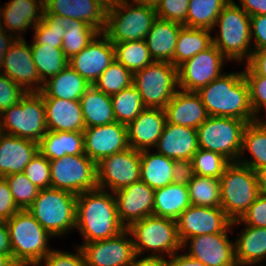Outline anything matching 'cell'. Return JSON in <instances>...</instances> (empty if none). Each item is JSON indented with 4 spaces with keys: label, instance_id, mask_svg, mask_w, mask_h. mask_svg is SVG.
I'll return each instance as SVG.
<instances>
[{
    "label": "cell",
    "instance_id": "1",
    "mask_svg": "<svg viewBox=\"0 0 266 266\" xmlns=\"http://www.w3.org/2000/svg\"><path fill=\"white\" fill-rule=\"evenodd\" d=\"M112 194L96 188L77 195L75 229L82 233L84 243L112 238L126 229Z\"/></svg>",
    "mask_w": 266,
    "mask_h": 266
},
{
    "label": "cell",
    "instance_id": "2",
    "mask_svg": "<svg viewBox=\"0 0 266 266\" xmlns=\"http://www.w3.org/2000/svg\"><path fill=\"white\" fill-rule=\"evenodd\" d=\"M209 116L232 117L247 123L255 117L244 72L223 74L197 92Z\"/></svg>",
    "mask_w": 266,
    "mask_h": 266
},
{
    "label": "cell",
    "instance_id": "3",
    "mask_svg": "<svg viewBox=\"0 0 266 266\" xmlns=\"http://www.w3.org/2000/svg\"><path fill=\"white\" fill-rule=\"evenodd\" d=\"M6 224L12 248L11 259L17 266H37L52 250L48 242L53 236L28 210H19L6 220Z\"/></svg>",
    "mask_w": 266,
    "mask_h": 266
},
{
    "label": "cell",
    "instance_id": "4",
    "mask_svg": "<svg viewBox=\"0 0 266 266\" xmlns=\"http://www.w3.org/2000/svg\"><path fill=\"white\" fill-rule=\"evenodd\" d=\"M219 27V35L212 38L213 45L229 61L248 62L253 44L251 40L250 16L230 0L221 10L214 24Z\"/></svg>",
    "mask_w": 266,
    "mask_h": 266
},
{
    "label": "cell",
    "instance_id": "5",
    "mask_svg": "<svg viewBox=\"0 0 266 266\" xmlns=\"http://www.w3.org/2000/svg\"><path fill=\"white\" fill-rule=\"evenodd\" d=\"M157 19L154 7L121 0L109 3L103 34L112 43L145 40Z\"/></svg>",
    "mask_w": 266,
    "mask_h": 266
},
{
    "label": "cell",
    "instance_id": "6",
    "mask_svg": "<svg viewBox=\"0 0 266 266\" xmlns=\"http://www.w3.org/2000/svg\"><path fill=\"white\" fill-rule=\"evenodd\" d=\"M77 195L56 188L40 189L27 209L53 237L67 234L76 225Z\"/></svg>",
    "mask_w": 266,
    "mask_h": 266
},
{
    "label": "cell",
    "instance_id": "7",
    "mask_svg": "<svg viewBox=\"0 0 266 266\" xmlns=\"http://www.w3.org/2000/svg\"><path fill=\"white\" fill-rule=\"evenodd\" d=\"M126 229L133 238L138 256L151 251L154 253L148 256L165 259L164 254L170 257L183 249L175 220L151 215L131 223Z\"/></svg>",
    "mask_w": 266,
    "mask_h": 266
},
{
    "label": "cell",
    "instance_id": "8",
    "mask_svg": "<svg viewBox=\"0 0 266 266\" xmlns=\"http://www.w3.org/2000/svg\"><path fill=\"white\" fill-rule=\"evenodd\" d=\"M0 132L39 143L47 132L45 104L39 92H27L0 114Z\"/></svg>",
    "mask_w": 266,
    "mask_h": 266
},
{
    "label": "cell",
    "instance_id": "9",
    "mask_svg": "<svg viewBox=\"0 0 266 266\" xmlns=\"http://www.w3.org/2000/svg\"><path fill=\"white\" fill-rule=\"evenodd\" d=\"M219 180L221 208L232 221L240 219L259 195L255 171L231 162Z\"/></svg>",
    "mask_w": 266,
    "mask_h": 266
},
{
    "label": "cell",
    "instance_id": "10",
    "mask_svg": "<svg viewBox=\"0 0 266 266\" xmlns=\"http://www.w3.org/2000/svg\"><path fill=\"white\" fill-rule=\"evenodd\" d=\"M246 125V121L237 118L209 116L196 129L198 147L220 153L230 162H237Z\"/></svg>",
    "mask_w": 266,
    "mask_h": 266
},
{
    "label": "cell",
    "instance_id": "11",
    "mask_svg": "<svg viewBox=\"0 0 266 266\" xmlns=\"http://www.w3.org/2000/svg\"><path fill=\"white\" fill-rule=\"evenodd\" d=\"M133 85L146 108L164 109L179 90L178 69L172 63L154 61L133 74Z\"/></svg>",
    "mask_w": 266,
    "mask_h": 266
},
{
    "label": "cell",
    "instance_id": "12",
    "mask_svg": "<svg viewBox=\"0 0 266 266\" xmlns=\"http://www.w3.org/2000/svg\"><path fill=\"white\" fill-rule=\"evenodd\" d=\"M51 187L79 195L97 188L96 163L84 153L50 160Z\"/></svg>",
    "mask_w": 266,
    "mask_h": 266
},
{
    "label": "cell",
    "instance_id": "13",
    "mask_svg": "<svg viewBox=\"0 0 266 266\" xmlns=\"http://www.w3.org/2000/svg\"><path fill=\"white\" fill-rule=\"evenodd\" d=\"M140 151L131 147L103 158L96 164L97 188L114 193L140 180Z\"/></svg>",
    "mask_w": 266,
    "mask_h": 266
},
{
    "label": "cell",
    "instance_id": "14",
    "mask_svg": "<svg viewBox=\"0 0 266 266\" xmlns=\"http://www.w3.org/2000/svg\"><path fill=\"white\" fill-rule=\"evenodd\" d=\"M224 61L228 60L212 44L177 68L179 89L198 92L211 81L224 74L221 70Z\"/></svg>",
    "mask_w": 266,
    "mask_h": 266
},
{
    "label": "cell",
    "instance_id": "15",
    "mask_svg": "<svg viewBox=\"0 0 266 266\" xmlns=\"http://www.w3.org/2000/svg\"><path fill=\"white\" fill-rule=\"evenodd\" d=\"M129 231L118 235L79 245L86 266H128L136 255Z\"/></svg>",
    "mask_w": 266,
    "mask_h": 266
},
{
    "label": "cell",
    "instance_id": "16",
    "mask_svg": "<svg viewBox=\"0 0 266 266\" xmlns=\"http://www.w3.org/2000/svg\"><path fill=\"white\" fill-rule=\"evenodd\" d=\"M182 244L189 238L203 234L225 232L232 224L221 207L190 205L176 220Z\"/></svg>",
    "mask_w": 266,
    "mask_h": 266
},
{
    "label": "cell",
    "instance_id": "17",
    "mask_svg": "<svg viewBox=\"0 0 266 266\" xmlns=\"http://www.w3.org/2000/svg\"><path fill=\"white\" fill-rule=\"evenodd\" d=\"M0 72L26 92H40L43 88L44 83L34 64L30 44L24 38H16L11 44L5 53Z\"/></svg>",
    "mask_w": 266,
    "mask_h": 266
},
{
    "label": "cell",
    "instance_id": "18",
    "mask_svg": "<svg viewBox=\"0 0 266 266\" xmlns=\"http://www.w3.org/2000/svg\"><path fill=\"white\" fill-rule=\"evenodd\" d=\"M232 229L231 225L223 233L191 237L182 244L183 248L189 245V253L186 254L206 266H237L234 243L229 240L228 236Z\"/></svg>",
    "mask_w": 266,
    "mask_h": 266
},
{
    "label": "cell",
    "instance_id": "19",
    "mask_svg": "<svg viewBox=\"0 0 266 266\" xmlns=\"http://www.w3.org/2000/svg\"><path fill=\"white\" fill-rule=\"evenodd\" d=\"M84 154L96 164L103 158L129 148L127 125L117 121L85 128Z\"/></svg>",
    "mask_w": 266,
    "mask_h": 266
},
{
    "label": "cell",
    "instance_id": "20",
    "mask_svg": "<svg viewBox=\"0 0 266 266\" xmlns=\"http://www.w3.org/2000/svg\"><path fill=\"white\" fill-rule=\"evenodd\" d=\"M114 60L113 43L100 33L88 46L69 59V66L93 85Z\"/></svg>",
    "mask_w": 266,
    "mask_h": 266
},
{
    "label": "cell",
    "instance_id": "21",
    "mask_svg": "<svg viewBox=\"0 0 266 266\" xmlns=\"http://www.w3.org/2000/svg\"><path fill=\"white\" fill-rule=\"evenodd\" d=\"M154 191L139 180L113 193L118 218L126 228L135 221L153 215Z\"/></svg>",
    "mask_w": 266,
    "mask_h": 266
},
{
    "label": "cell",
    "instance_id": "22",
    "mask_svg": "<svg viewBox=\"0 0 266 266\" xmlns=\"http://www.w3.org/2000/svg\"><path fill=\"white\" fill-rule=\"evenodd\" d=\"M107 6L105 0H44V15L82 20L103 33Z\"/></svg>",
    "mask_w": 266,
    "mask_h": 266
},
{
    "label": "cell",
    "instance_id": "23",
    "mask_svg": "<svg viewBox=\"0 0 266 266\" xmlns=\"http://www.w3.org/2000/svg\"><path fill=\"white\" fill-rule=\"evenodd\" d=\"M166 123L162 108H145L127 125L129 147L142 151L155 147ZM151 147V148H150Z\"/></svg>",
    "mask_w": 266,
    "mask_h": 266
},
{
    "label": "cell",
    "instance_id": "24",
    "mask_svg": "<svg viewBox=\"0 0 266 266\" xmlns=\"http://www.w3.org/2000/svg\"><path fill=\"white\" fill-rule=\"evenodd\" d=\"M157 153L173 160H192L198 151L197 130L187 126L165 123L155 146Z\"/></svg>",
    "mask_w": 266,
    "mask_h": 266
},
{
    "label": "cell",
    "instance_id": "25",
    "mask_svg": "<svg viewBox=\"0 0 266 266\" xmlns=\"http://www.w3.org/2000/svg\"><path fill=\"white\" fill-rule=\"evenodd\" d=\"M166 122L197 129L208 117L197 92L179 89L164 108Z\"/></svg>",
    "mask_w": 266,
    "mask_h": 266
},
{
    "label": "cell",
    "instance_id": "26",
    "mask_svg": "<svg viewBox=\"0 0 266 266\" xmlns=\"http://www.w3.org/2000/svg\"><path fill=\"white\" fill-rule=\"evenodd\" d=\"M39 151V143L0 132V177L22 173Z\"/></svg>",
    "mask_w": 266,
    "mask_h": 266
},
{
    "label": "cell",
    "instance_id": "27",
    "mask_svg": "<svg viewBox=\"0 0 266 266\" xmlns=\"http://www.w3.org/2000/svg\"><path fill=\"white\" fill-rule=\"evenodd\" d=\"M5 5L0 8V27L11 35L26 32L43 20L44 0H10Z\"/></svg>",
    "mask_w": 266,
    "mask_h": 266
},
{
    "label": "cell",
    "instance_id": "28",
    "mask_svg": "<svg viewBox=\"0 0 266 266\" xmlns=\"http://www.w3.org/2000/svg\"><path fill=\"white\" fill-rule=\"evenodd\" d=\"M47 130L83 132L84 118L79 100L43 98Z\"/></svg>",
    "mask_w": 266,
    "mask_h": 266
},
{
    "label": "cell",
    "instance_id": "29",
    "mask_svg": "<svg viewBox=\"0 0 266 266\" xmlns=\"http://www.w3.org/2000/svg\"><path fill=\"white\" fill-rule=\"evenodd\" d=\"M183 26L181 23L159 18L153 22L145 41L154 61L173 64L175 46Z\"/></svg>",
    "mask_w": 266,
    "mask_h": 266
},
{
    "label": "cell",
    "instance_id": "30",
    "mask_svg": "<svg viewBox=\"0 0 266 266\" xmlns=\"http://www.w3.org/2000/svg\"><path fill=\"white\" fill-rule=\"evenodd\" d=\"M90 86L71 66L67 65L58 74L45 81L39 93L43 98L80 100Z\"/></svg>",
    "mask_w": 266,
    "mask_h": 266
},
{
    "label": "cell",
    "instance_id": "31",
    "mask_svg": "<svg viewBox=\"0 0 266 266\" xmlns=\"http://www.w3.org/2000/svg\"><path fill=\"white\" fill-rule=\"evenodd\" d=\"M245 226L233 241L237 266L256 265L266 258V227Z\"/></svg>",
    "mask_w": 266,
    "mask_h": 266
},
{
    "label": "cell",
    "instance_id": "32",
    "mask_svg": "<svg viewBox=\"0 0 266 266\" xmlns=\"http://www.w3.org/2000/svg\"><path fill=\"white\" fill-rule=\"evenodd\" d=\"M39 152L49 161L65 155L84 153L83 132H59L47 130L39 142Z\"/></svg>",
    "mask_w": 266,
    "mask_h": 266
},
{
    "label": "cell",
    "instance_id": "33",
    "mask_svg": "<svg viewBox=\"0 0 266 266\" xmlns=\"http://www.w3.org/2000/svg\"><path fill=\"white\" fill-rule=\"evenodd\" d=\"M190 205L187 186L171 183L154 191V216L176 221Z\"/></svg>",
    "mask_w": 266,
    "mask_h": 266
},
{
    "label": "cell",
    "instance_id": "34",
    "mask_svg": "<svg viewBox=\"0 0 266 266\" xmlns=\"http://www.w3.org/2000/svg\"><path fill=\"white\" fill-rule=\"evenodd\" d=\"M80 105L85 128L115 122L111 96L91 85L81 97Z\"/></svg>",
    "mask_w": 266,
    "mask_h": 266
},
{
    "label": "cell",
    "instance_id": "35",
    "mask_svg": "<svg viewBox=\"0 0 266 266\" xmlns=\"http://www.w3.org/2000/svg\"><path fill=\"white\" fill-rule=\"evenodd\" d=\"M149 151H140V180L154 190L173 183L174 160L157 152L151 154Z\"/></svg>",
    "mask_w": 266,
    "mask_h": 266
},
{
    "label": "cell",
    "instance_id": "36",
    "mask_svg": "<svg viewBox=\"0 0 266 266\" xmlns=\"http://www.w3.org/2000/svg\"><path fill=\"white\" fill-rule=\"evenodd\" d=\"M246 151L251 153L252 160L242 159ZM240 156L237 162L250 167L253 171L266 166V126L259 119L245 126Z\"/></svg>",
    "mask_w": 266,
    "mask_h": 266
},
{
    "label": "cell",
    "instance_id": "37",
    "mask_svg": "<svg viewBox=\"0 0 266 266\" xmlns=\"http://www.w3.org/2000/svg\"><path fill=\"white\" fill-rule=\"evenodd\" d=\"M211 31L183 26L174 50L173 65L178 68L196 54L209 48L213 42Z\"/></svg>",
    "mask_w": 266,
    "mask_h": 266
},
{
    "label": "cell",
    "instance_id": "38",
    "mask_svg": "<svg viewBox=\"0 0 266 266\" xmlns=\"http://www.w3.org/2000/svg\"><path fill=\"white\" fill-rule=\"evenodd\" d=\"M62 27L66 30L63 36L62 50L69 60L88 46L100 32L82 20L62 17Z\"/></svg>",
    "mask_w": 266,
    "mask_h": 266
},
{
    "label": "cell",
    "instance_id": "39",
    "mask_svg": "<svg viewBox=\"0 0 266 266\" xmlns=\"http://www.w3.org/2000/svg\"><path fill=\"white\" fill-rule=\"evenodd\" d=\"M31 42H33L30 43L33 61L43 83L69 65V60L61 48Z\"/></svg>",
    "mask_w": 266,
    "mask_h": 266
},
{
    "label": "cell",
    "instance_id": "40",
    "mask_svg": "<svg viewBox=\"0 0 266 266\" xmlns=\"http://www.w3.org/2000/svg\"><path fill=\"white\" fill-rule=\"evenodd\" d=\"M230 0H189L186 27L214 30L221 10Z\"/></svg>",
    "mask_w": 266,
    "mask_h": 266
},
{
    "label": "cell",
    "instance_id": "41",
    "mask_svg": "<svg viewBox=\"0 0 266 266\" xmlns=\"http://www.w3.org/2000/svg\"><path fill=\"white\" fill-rule=\"evenodd\" d=\"M115 60L133 74L154 62L145 40L113 43Z\"/></svg>",
    "mask_w": 266,
    "mask_h": 266
},
{
    "label": "cell",
    "instance_id": "42",
    "mask_svg": "<svg viewBox=\"0 0 266 266\" xmlns=\"http://www.w3.org/2000/svg\"><path fill=\"white\" fill-rule=\"evenodd\" d=\"M111 102L115 121L124 125L132 122L146 108L141 94L133 84L112 95Z\"/></svg>",
    "mask_w": 266,
    "mask_h": 266
},
{
    "label": "cell",
    "instance_id": "43",
    "mask_svg": "<svg viewBox=\"0 0 266 266\" xmlns=\"http://www.w3.org/2000/svg\"><path fill=\"white\" fill-rule=\"evenodd\" d=\"M191 205L202 207H221L220 180L212 177L194 175L187 185Z\"/></svg>",
    "mask_w": 266,
    "mask_h": 266
},
{
    "label": "cell",
    "instance_id": "44",
    "mask_svg": "<svg viewBox=\"0 0 266 266\" xmlns=\"http://www.w3.org/2000/svg\"><path fill=\"white\" fill-rule=\"evenodd\" d=\"M133 84V73L114 60L98 77L93 86L112 96Z\"/></svg>",
    "mask_w": 266,
    "mask_h": 266
},
{
    "label": "cell",
    "instance_id": "45",
    "mask_svg": "<svg viewBox=\"0 0 266 266\" xmlns=\"http://www.w3.org/2000/svg\"><path fill=\"white\" fill-rule=\"evenodd\" d=\"M192 163L196 175L219 179L231 162L220 153L199 148Z\"/></svg>",
    "mask_w": 266,
    "mask_h": 266
},
{
    "label": "cell",
    "instance_id": "46",
    "mask_svg": "<svg viewBox=\"0 0 266 266\" xmlns=\"http://www.w3.org/2000/svg\"><path fill=\"white\" fill-rule=\"evenodd\" d=\"M33 41L37 45H49L62 48L63 36L66 30L62 27V17L43 15V20L33 27Z\"/></svg>",
    "mask_w": 266,
    "mask_h": 266
},
{
    "label": "cell",
    "instance_id": "47",
    "mask_svg": "<svg viewBox=\"0 0 266 266\" xmlns=\"http://www.w3.org/2000/svg\"><path fill=\"white\" fill-rule=\"evenodd\" d=\"M11 190L15 204L21 210H27L38 196L40 189L22 173L10 174L3 177Z\"/></svg>",
    "mask_w": 266,
    "mask_h": 266
},
{
    "label": "cell",
    "instance_id": "48",
    "mask_svg": "<svg viewBox=\"0 0 266 266\" xmlns=\"http://www.w3.org/2000/svg\"><path fill=\"white\" fill-rule=\"evenodd\" d=\"M23 173L39 189L51 187L50 162L39 151L24 168Z\"/></svg>",
    "mask_w": 266,
    "mask_h": 266
},
{
    "label": "cell",
    "instance_id": "49",
    "mask_svg": "<svg viewBox=\"0 0 266 266\" xmlns=\"http://www.w3.org/2000/svg\"><path fill=\"white\" fill-rule=\"evenodd\" d=\"M188 7L189 0H161L155 10L157 18L178 22L186 27Z\"/></svg>",
    "mask_w": 266,
    "mask_h": 266
},
{
    "label": "cell",
    "instance_id": "50",
    "mask_svg": "<svg viewBox=\"0 0 266 266\" xmlns=\"http://www.w3.org/2000/svg\"><path fill=\"white\" fill-rule=\"evenodd\" d=\"M249 87L250 104L256 118L262 110H266V77L260 75H244ZM266 112V111H265Z\"/></svg>",
    "mask_w": 266,
    "mask_h": 266
},
{
    "label": "cell",
    "instance_id": "51",
    "mask_svg": "<svg viewBox=\"0 0 266 266\" xmlns=\"http://www.w3.org/2000/svg\"><path fill=\"white\" fill-rule=\"evenodd\" d=\"M27 92L0 72V114L17 104Z\"/></svg>",
    "mask_w": 266,
    "mask_h": 266
},
{
    "label": "cell",
    "instance_id": "52",
    "mask_svg": "<svg viewBox=\"0 0 266 266\" xmlns=\"http://www.w3.org/2000/svg\"><path fill=\"white\" fill-rule=\"evenodd\" d=\"M241 222L249 226L266 227V196L259 194L243 216L232 221L231 225L242 224Z\"/></svg>",
    "mask_w": 266,
    "mask_h": 266
},
{
    "label": "cell",
    "instance_id": "53",
    "mask_svg": "<svg viewBox=\"0 0 266 266\" xmlns=\"http://www.w3.org/2000/svg\"><path fill=\"white\" fill-rule=\"evenodd\" d=\"M76 252L74 254L52 249L37 266L41 265V263H44V266H86L79 246L76 247Z\"/></svg>",
    "mask_w": 266,
    "mask_h": 266
},
{
    "label": "cell",
    "instance_id": "54",
    "mask_svg": "<svg viewBox=\"0 0 266 266\" xmlns=\"http://www.w3.org/2000/svg\"><path fill=\"white\" fill-rule=\"evenodd\" d=\"M19 210L21 209L15 204L6 180L0 177V215L8 220Z\"/></svg>",
    "mask_w": 266,
    "mask_h": 266
},
{
    "label": "cell",
    "instance_id": "55",
    "mask_svg": "<svg viewBox=\"0 0 266 266\" xmlns=\"http://www.w3.org/2000/svg\"><path fill=\"white\" fill-rule=\"evenodd\" d=\"M250 26L251 40L255 42L253 50L266 48V15L251 16Z\"/></svg>",
    "mask_w": 266,
    "mask_h": 266
},
{
    "label": "cell",
    "instance_id": "56",
    "mask_svg": "<svg viewBox=\"0 0 266 266\" xmlns=\"http://www.w3.org/2000/svg\"><path fill=\"white\" fill-rule=\"evenodd\" d=\"M195 173L192 160H174L172 177L173 183L187 186Z\"/></svg>",
    "mask_w": 266,
    "mask_h": 266
},
{
    "label": "cell",
    "instance_id": "57",
    "mask_svg": "<svg viewBox=\"0 0 266 266\" xmlns=\"http://www.w3.org/2000/svg\"><path fill=\"white\" fill-rule=\"evenodd\" d=\"M244 69V75L266 77V48L253 50L251 58Z\"/></svg>",
    "mask_w": 266,
    "mask_h": 266
},
{
    "label": "cell",
    "instance_id": "58",
    "mask_svg": "<svg viewBox=\"0 0 266 266\" xmlns=\"http://www.w3.org/2000/svg\"><path fill=\"white\" fill-rule=\"evenodd\" d=\"M240 7L251 17L266 15V0H239Z\"/></svg>",
    "mask_w": 266,
    "mask_h": 266
},
{
    "label": "cell",
    "instance_id": "59",
    "mask_svg": "<svg viewBox=\"0 0 266 266\" xmlns=\"http://www.w3.org/2000/svg\"><path fill=\"white\" fill-rule=\"evenodd\" d=\"M170 259H165L166 266H206L200 261L189 257L187 254L183 255L175 253L169 257Z\"/></svg>",
    "mask_w": 266,
    "mask_h": 266
},
{
    "label": "cell",
    "instance_id": "60",
    "mask_svg": "<svg viewBox=\"0 0 266 266\" xmlns=\"http://www.w3.org/2000/svg\"><path fill=\"white\" fill-rule=\"evenodd\" d=\"M7 31L0 27V68L2 66L5 53L9 50L11 44L15 41L16 38H24L21 35H7Z\"/></svg>",
    "mask_w": 266,
    "mask_h": 266
},
{
    "label": "cell",
    "instance_id": "61",
    "mask_svg": "<svg viewBox=\"0 0 266 266\" xmlns=\"http://www.w3.org/2000/svg\"><path fill=\"white\" fill-rule=\"evenodd\" d=\"M138 255H135L128 266H166L165 259L153 256H145L138 259Z\"/></svg>",
    "mask_w": 266,
    "mask_h": 266
},
{
    "label": "cell",
    "instance_id": "62",
    "mask_svg": "<svg viewBox=\"0 0 266 266\" xmlns=\"http://www.w3.org/2000/svg\"><path fill=\"white\" fill-rule=\"evenodd\" d=\"M0 253L8 255L10 258L12 255L9 231L6 222L0 226Z\"/></svg>",
    "mask_w": 266,
    "mask_h": 266
},
{
    "label": "cell",
    "instance_id": "63",
    "mask_svg": "<svg viewBox=\"0 0 266 266\" xmlns=\"http://www.w3.org/2000/svg\"><path fill=\"white\" fill-rule=\"evenodd\" d=\"M258 183V192L266 196V166L255 171Z\"/></svg>",
    "mask_w": 266,
    "mask_h": 266
},
{
    "label": "cell",
    "instance_id": "64",
    "mask_svg": "<svg viewBox=\"0 0 266 266\" xmlns=\"http://www.w3.org/2000/svg\"><path fill=\"white\" fill-rule=\"evenodd\" d=\"M0 266H17L12 259L6 255L0 253Z\"/></svg>",
    "mask_w": 266,
    "mask_h": 266
},
{
    "label": "cell",
    "instance_id": "65",
    "mask_svg": "<svg viewBox=\"0 0 266 266\" xmlns=\"http://www.w3.org/2000/svg\"><path fill=\"white\" fill-rule=\"evenodd\" d=\"M161 0H132L131 2L156 8Z\"/></svg>",
    "mask_w": 266,
    "mask_h": 266
},
{
    "label": "cell",
    "instance_id": "66",
    "mask_svg": "<svg viewBox=\"0 0 266 266\" xmlns=\"http://www.w3.org/2000/svg\"><path fill=\"white\" fill-rule=\"evenodd\" d=\"M6 220L0 215V226L3 225Z\"/></svg>",
    "mask_w": 266,
    "mask_h": 266
},
{
    "label": "cell",
    "instance_id": "67",
    "mask_svg": "<svg viewBox=\"0 0 266 266\" xmlns=\"http://www.w3.org/2000/svg\"><path fill=\"white\" fill-rule=\"evenodd\" d=\"M108 4L116 1H121V0H105Z\"/></svg>",
    "mask_w": 266,
    "mask_h": 266
},
{
    "label": "cell",
    "instance_id": "68",
    "mask_svg": "<svg viewBox=\"0 0 266 266\" xmlns=\"http://www.w3.org/2000/svg\"><path fill=\"white\" fill-rule=\"evenodd\" d=\"M265 126H266V121L265 120H263L262 121V119H259Z\"/></svg>",
    "mask_w": 266,
    "mask_h": 266
}]
</instances>
